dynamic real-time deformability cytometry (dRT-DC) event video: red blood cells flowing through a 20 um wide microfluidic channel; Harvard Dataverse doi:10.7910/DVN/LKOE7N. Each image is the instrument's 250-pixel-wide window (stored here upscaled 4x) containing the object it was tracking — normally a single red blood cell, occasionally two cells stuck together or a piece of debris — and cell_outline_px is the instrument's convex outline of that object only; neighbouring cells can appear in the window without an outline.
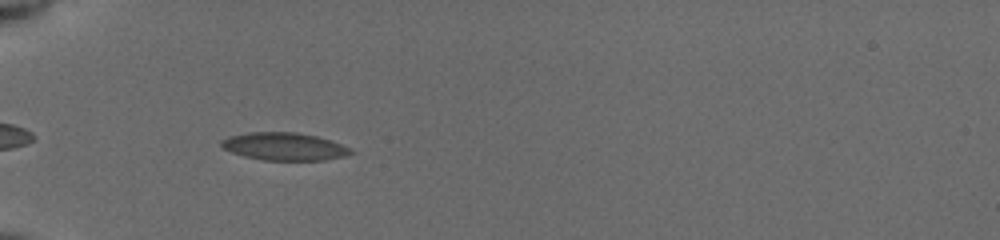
{"species": "common noctule bat (a hibernating species)", "species_latin": "Nyctalus noctula", "temperature_condition": "cold", "stored_images_in_passage": 35, "camera_frame_rate_fps": 3000, "um_per_image_px": 0.085, "animal": {"sex": "female", "body_mass_g": 19.5, "forearm_length_mm": 54.1}, "frame": {"image": 1, "passage_image": 4, "time_ms": 1.0, "image_size_px": [1000, 240], "cell_outline_px": [[356, 152], [344, 156], [324, 160], [264, 160], [244, 156], [220, 148], [220, 140], [228, 136], [248, 132], [296, 132], [316, 136], [332, 140], [352, 148]], "centroid_in_image_um": [24.16, 12.44], "position_along_channel_um": 60.8, "area_um2": 21.15}}
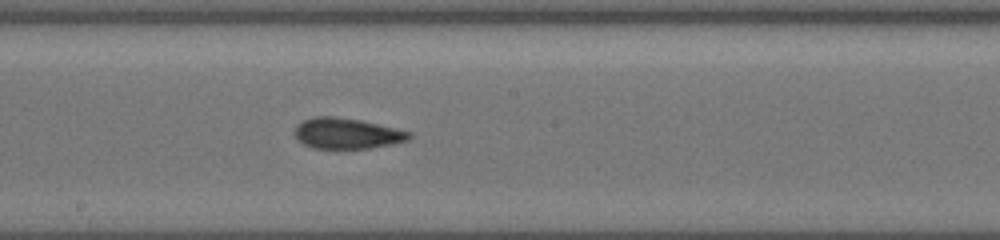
{"frame": {"image": 2, "passage_image": 17, "time_ms": 5.333, "image_size_px": [1000, 240], "cell_outline_px": [[412, 136], [408, 140], [392, 144], [368, 148], [312, 148], [296, 140], [292, 132], [296, 124], [312, 116], [336, 116], [360, 120], [396, 128], [412, 132]], "centroid_in_image_um": [29.43, 11.33], "position_along_channel_um": 218.8, "area_um2": 20.75}}
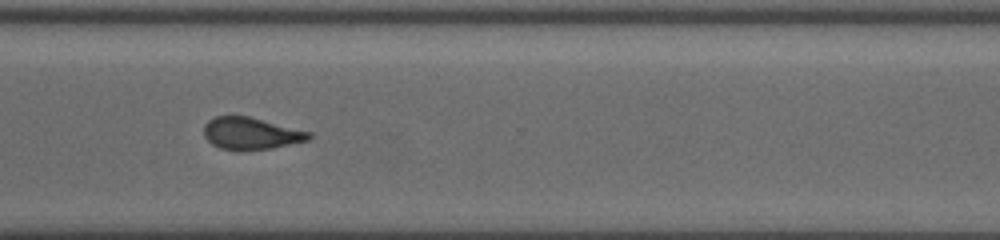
{"frame": {"image": 3, "passage_image": 27, "time_ms": 8.667, "image_size_px": [1000, 240], "cell_outline_px": [[312, 136], [308, 140], [272, 148], [220, 148], [212, 144], [204, 136], [204, 124], [208, 120], [216, 116], [248, 116], [312, 132]], "centroid_in_image_um": [21.34, 11.31], "position_along_channel_um": 349.3, "area_um2": 19.07}, "authors_computed_cell_mechanics": {"area_um2": 20.0566, "velocity_mm_per_s": 3.9242, "shape_relaxation_time_tau1_ms": 7.3062, "shape_relaxation_time_tau2_ms": 3.2086, "deformation_change_tau1": 0.1483, "deformation_change_tau2": 0.0916}}